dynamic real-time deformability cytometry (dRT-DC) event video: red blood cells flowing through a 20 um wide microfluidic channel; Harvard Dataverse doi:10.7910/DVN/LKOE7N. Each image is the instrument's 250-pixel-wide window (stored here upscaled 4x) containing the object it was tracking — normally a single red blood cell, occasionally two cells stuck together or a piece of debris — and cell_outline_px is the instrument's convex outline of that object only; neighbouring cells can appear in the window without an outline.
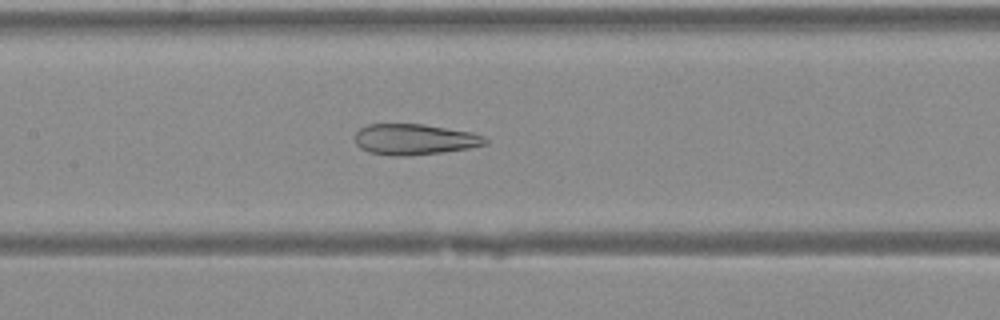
{"species": "Egyptian fruit bat (a non-hibernating species)", "species_latin": "Rousettus aegyptiacus", "temperature_condition": "warm", "stored_images_in_passage": 29, "camera_frame_rate_fps": 3000, "um_per_image_px": 0.085, "animal": {"sex": "female"}, "frame": {"image": 1, "passage_image": 7, "time_ms": 2.0, "image_size_px": [1000, 320], "cell_outline_px": [[488, 144], [468, 148], [440, 152], [408, 156], [392, 156], [368, 152], [360, 148], [356, 144], [352, 136], [360, 128], [368, 124], [424, 124], [472, 132], [484, 136], [488, 140]], "centroid_in_image_um": [35.2, 11.84], "position_along_channel_um": 172.2, "area_um2": 23.64}}
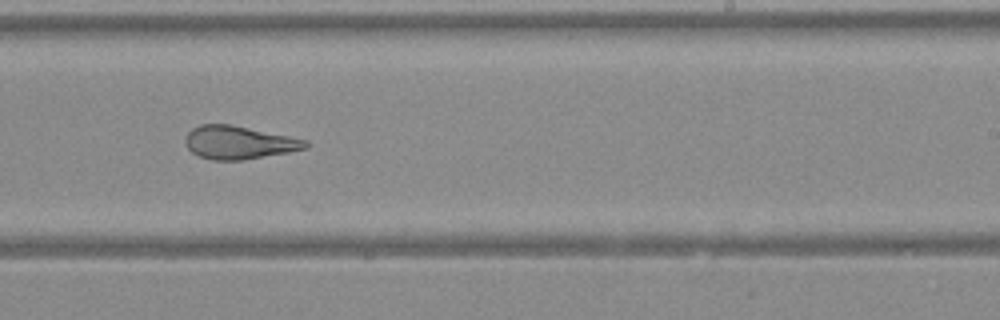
{"frame": {"image": 2, "passage_image": 13, "time_ms": 4.0, "image_size_px": [1000, 320], "cell_outline_px": [[308, 148], [288, 152], [244, 160], [212, 160], [200, 156], [192, 152], [188, 148], [184, 140], [188, 132], [192, 128], [200, 124], [232, 124], [308, 140]], "centroid_in_image_um": [20.3, 12.11], "position_along_channel_um": 268.7, "area_um2": 23.24}}
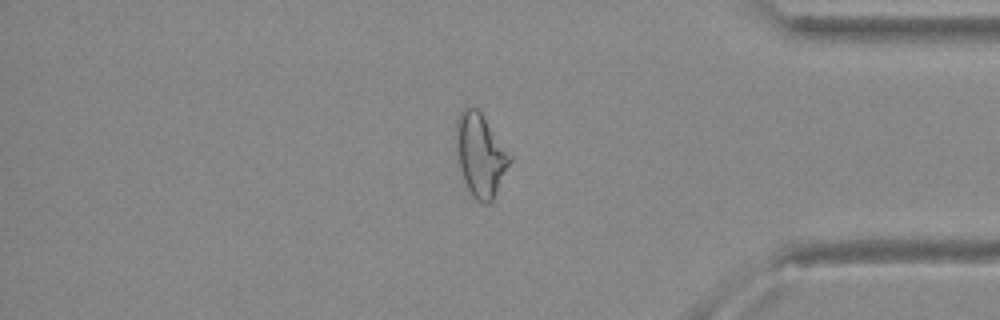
{"frame": {"image": 3, "passage_image": 22, "time_ms": 7.0, "image_size_px": [1000, 320], "cell_outline_px": [[512, 160], [492, 200], [488, 204], [484, 204], [476, 200], [472, 196], [464, 180], [460, 168], [456, 152], [456, 120], [460, 112], [464, 108], [476, 108], [480, 112], [512, 156]], "centroid_in_image_um": [40.83, 13.19], "position_along_channel_um": 394.4, "area_um2": 25.61}}